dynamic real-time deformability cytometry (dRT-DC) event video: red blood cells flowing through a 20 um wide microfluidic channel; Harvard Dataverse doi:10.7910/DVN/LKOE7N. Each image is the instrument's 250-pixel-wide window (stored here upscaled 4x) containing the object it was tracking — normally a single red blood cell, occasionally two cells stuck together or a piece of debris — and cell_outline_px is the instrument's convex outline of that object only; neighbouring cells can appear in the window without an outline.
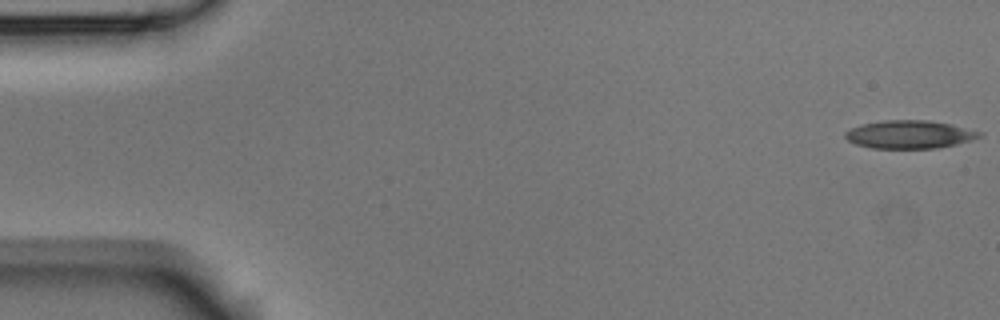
{"species": "Egyptian fruit bat (a non-hibernating species)", "species_latin": "Rousettus aegyptiacus", "temperature_condition": "room temperature", "stored_images_in_passage": 53, "camera_frame_rate_fps": 3000, "um_per_image_px": 0.085, "animal": {"sex": "male"}, "frame": {"image": 1, "passage_image": 1, "time_ms": 0.0, "image_size_px": [1000, 320], "cell_outline_px": [[984, 136], [972, 140], [956, 144], [936, 148], [872, 148], [856, 144], [848, 140], [844, 136], [844, 132], [860, 124], [884, 120], [928, 120], [952, 124], [984, 132]], "centroid_in_image_um": [77.35, 11.42], "position_along_channel_um": 7.6, "area_um2": 22.14}}
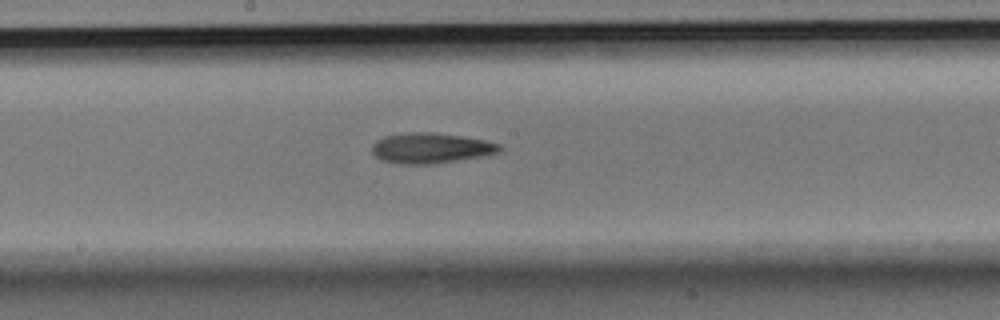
{"frame": {"image": 2, "passage_image": 28, "time_ms": 9.0, "image_size_px": [1000, 320], "cell_outline_px": [[504, 148], [500, 152], [488, 156], [432, 164], [400, 164], [380, 160], [372, 152], [372, 144], [376, 140], [384, 136], [404, 132], [432, 132], [460, 136], [484, 140], [500, 144]], "centroid_in_image_um": [36.64, 12.59], "position_along_channel_um": 211.6, "area_um2": 22.95}}
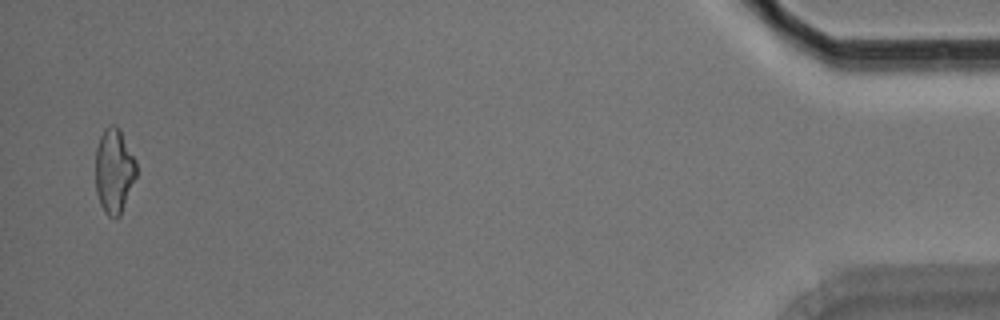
{"frame": {"image": 3, "passage_image": 52, "time_ms": 17.0, "image_size_px": [1000, 320], "cell_outline_px": [[136, 176], [120, 216], [116, 220], [108, 216], [104, 212], [100, 204], [96, 192], [96, 148], [100, 136], [104, 128], [112, 124], [116, 124], [120, 128], [136, 160]], "centroid_in_image_um": [9.69, 14.52], "position_along_channel_um": 425.5, "area_um2": 20.4}}